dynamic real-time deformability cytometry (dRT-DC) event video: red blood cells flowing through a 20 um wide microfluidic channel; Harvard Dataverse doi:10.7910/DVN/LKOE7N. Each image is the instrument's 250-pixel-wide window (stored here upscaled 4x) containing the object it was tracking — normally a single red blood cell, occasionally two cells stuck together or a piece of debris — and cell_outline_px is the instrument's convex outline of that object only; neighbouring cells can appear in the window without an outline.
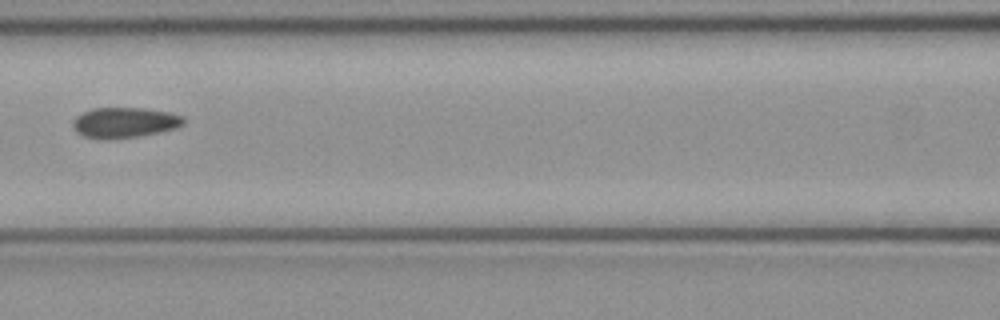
{"species": "common noctule bat (a hibernating species)", "species_latin": "Nyctalus noctula", "temperature_condition": "cold", "stored_images_in_passage": 7, "camera_frame_rate_fps": 3000, "um_per_image_px": 0.085, "animal": {"sex": "female", "body_mass_g": 21.9}, "frame": {"image": 1, "passage_image": 7, "time_ms": 2.0, "image_size_px": [1000, 320], "cell_outline_px": [[184, 124], [176, 128], [160, 132], [112, 140], [96, 140], [84, 136], [76, 132], [72, 124], [76, 116], [92, 108], [144, 108], [168, 112], [184, 116]], "centroid_in_image_um": [10.57, 10.43], "position_along_channel_um": 156.0, "area_um2": 19.83}}